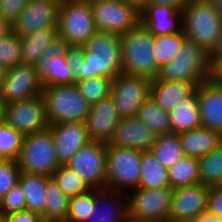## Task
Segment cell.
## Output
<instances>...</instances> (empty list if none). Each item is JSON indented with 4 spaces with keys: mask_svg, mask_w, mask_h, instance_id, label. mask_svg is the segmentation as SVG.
<instances>
[{
    "mask_svg": "<svg viewBox=\"0 0 222 222\" xmlns=\"http://www.w3.org/2000/svg\"><path fill=\"white\" fill-rule=\"evenodd\" d=\"M57 161L65 165L84 145L90 142L85 122H62L50 125Z\"/></svg>",
    "mask_w": 222,
    "mask_h": 222,
    "instance_id": "obj_19",
    "label": "cell"
},
{
    "mask_svg": "<svg viewBox=\"0 0 222 222\" xmlns=\"http://www.w3.org/2000/svg\"><path fill=\"white\" fill-rule=\"evenodd\" d=\"M2 120V105L0 104V121Z\"/></svg>",
    "mask_w": 222,
    "mask_h": 222,
    "instance_id": "obj_59",
    "label": "cell"
},
{
    "mask_svg": "<svg viewBox=\"0 0 222 222\" xmlns=\"http://www.w3.org/2000/svg\"><path fill=\"white\" fill-rule=\"evenodd\" d=\"M42 94L49 126L62 122H85L91 106L76 84L44 87Z\"/></svg>",
    "mask_w": 222,
    "mask_h": 222,
    "instance_id": "obj_5",
    "label": "cell"
},
{
    "mask_svg": "<svg viewBox=\"0 0 222 222\" xmlns=\"http://www.w3.org/2000/svg\"><path fill=\"white\" fill-rule=\"evenodd\" d=\"M196 85L192 82L164 81L155 78L151 82L150 97L166 112H170L176 104L188 97Z\"/></svg>",
    "mask_w": 222,
    "mask_h": 222,
    "instance_id": "obj_24",
    "label": "cell"
},
{
    "mask_svg": "<svg viewBox=\"0 0 222 222\" xmlns=\"http://www.w3.org/2000/svg\"><path fill=\"white\" fill-rule=\"evenodd\" d=\"M42 80L35 65L19 64L6 69L0 86V104L6 105L42 94Z\"/></svg>",
    "mask_w": 222,
    "mask_h": 222,
    "instance_id": "obj_13",
    "label": "cell"
},
{
    "mask_svg": "<svg viewBox=\"0 0 222 222\" xmlns=\"http://www.w3.org/2000/svg\"><path fill=\"white\" fill-rule=\"evenodd\" d=\"M6 222H44L40 213L25 209L5 216Z\"/></svg>",
    "mask_w": 222,
    "mask_h": 222,
    "instance_id": "obj_45",
    "label": "cell"
},
{
    "mask_svg": "<svg viewBox=\"0 0 222 222\" xmlns=\"http://www.w3.org/2000/svg\"><path fill=\"white\" fill-rule=\"evenodd\" d=\"M137 117L156 135L171 133L169 112L160 108L150 96L140 106Z\"/></svg>",
    "mask_w": 222,
    "mask_h": 222,
    "instance_id": "obj_33",
    "label": "cell"
},
{
    "mask_svg": "<svg viewBox=\"0 0 222 222\" xmlns=\"http://www.w3.org/2000/svg\"><path fill=\"white\" fill-rule=\"evenodd\" d=\"M121 118L109 96L90 107L85 125L90 141L109 143Z\"/></svg>",
    "mask_w": 222,
    "mask_h": 222,
    "instance_id": "obj_18",
    "label": "cell"
},
{
    "mask_svg": "<svg viewBox=\"0 0 222 222\" xmlns=\"http://www.w3.org/2000/svg\"><path fill=\"white\" fill-rule=\"evenodd\" d=\"M58 37L69 46L83 47L97 31L89 0H64L58 17Z\"/></svg>",
    "mask_w": 222,
    "mask_h": 222,
    "instance_id": "obj_8",
    "label": "cell"
},
{
    "mask_svg": "<svg viewBox=\"0 0 222 222\" xmlns=\"http://www.w3.org/2000/svg\"><path fill=\"white\" fill-rule=\"evenodd\" d=\"M189 0H148L147 4H157L163 6H169L182 12Z\"/></svg>",
    "mask_w": 222,
    "mask_h": 222,
    "instance_id": "obj_48",
    "label": "cell"
},
{
    "mask_svg": "<svg viewBox=\"0 0 222 222\" xmlns=\"http://www.w3.org/2000/svg\"><path fill=\"white\" fill-rule=\"evenodd\" d=\"M185 156L201 158L222 143V135L208 128L200 127L179 134Z\"/></svg>",
    "mask_w": 222,
    "mask_h": 222,
    "instance_id": "obj_26",
    "label": "cell"
},
{
    "mask_svg": "<svg viewBox=\"0 0 222 222\" xmlns=\"http://www.w3.org/2000/svg\"><path fill=\"white\" fill-rule=\"evenodd\" d=\"M220 13L222 16V0H208Z\"/></svg>",
    "mask_w": 222,
    "mask_h": 222,
    "instance_id": "obj_53",
    "label": "cell"
},
{
    "mask_svg": "<svg viewBox=\"0 0 222 222\" xmlns=\"http://www.w3.org/2000/svg\"><path fill=\"white\" fill-rule=\"evenodd\" d=\"M112 79L104 76H94L78 82L83 98L90 106L110 96Z\"/></svg>",
    "mask_w": 222,
    "mask_h": 222,
    "instance_id": "obj_38",
    "label": "cell"
},
{
    "mask_svg": "<svg viewBox=\"0 0 222 222\" xmlns=\"http://www.w3.org/2000/svg\"><path fill=\"white\" fill-rule=\"evenodd\" d=\"M58 38V27L48 26L21 37V64L35 65L42 54Z\"/></svg>",
    "mask_w": 222,
    "mask_h": 222,
    "instance_id": "obj_27",
    "label": "cell"
},
{
    "mask_svg": "<svg viewBox=\"0 0 222 222\" xmlns=\"http://www.w3.org/2000/svg\"><path fill=\"white\" fill-rule=\"evenodd\" d=\"M24 135L3 119L0 121V159L18 160L23 144Z\"/></svg>",
    "mask_w": 222,
    "mask_h": 222,
    "instance_id": "obj_36",
    "label": "cell"
},
{
    "mask_svg": "<svg viewBox=\"0 0 222 222\" xmlns=\"http://www.w3.org/2000/svg\"><path fill=\"white\" fill-rule=\"evenodd\" d=\"M207 211L222 218V185L210 187Z\"/></svg>",
    "mask_w": 222,
    "mask_h": 222,
    "instance_id": "obj_44",
    "label": "cell"
},
{
    "mask_svg": "<svg viewBox=\"0 0 222 222\" xmlns=\"http://www.w3.org/2000/svg\"><path fill=\"white\" fill-rule=\"evenodd\" d=\"M17 161L21 172L51 177L60 166L51 129L25 135Z\"/></svg>",
    "mask_w": 222,
    "mask_h": 222,
    "instance_id": "obj_7",
    "label": "cell"
},
{
    "mask_svg": "<svg viewBox=\"0 0 222 222\" xmlns=\"http://www.w3.org/2000/svg\"><path fill=\"white\" fill-rule=\"evenodd\" d=\"M210 55H211V60L216 55H222V28H221V33H220L219 39L217 41V44H216L214 50L210 53Z\"/></svg>",
    "mask_w": 222,
    "mask_h": 222,
    "instance_id": "obj_52",
    "label": "cell"
},
{
    "mask_svg": "<svg viewBox=\"0 0 222 222\" xmlns=\"http://www.w3.org/2000/svg\"><path fill=\"white\" fill-rule=\"evenodd\" d=\"M2 119L24 136L49 127L43 94L2 106Z\"/></svg>",
    "mask_w": 222,
    "mask_h": 222,
    "instance_id": "obj_11",
    "label": "cell"
},
{
    "mask_svg": "<svg viewBox=\"0 0 222 222\" xmlns=\"http://www.w3.org/2000/svg\"><path fill=\"white\" fill-rule=\"evenodd\" d=\"M154 36L139 23L121 35L122 70L130 76L157 78L160 67L154 56Z\"/></svg>",
    "mask_w": 222,
    "mask_h": 222,
    "instance_id": "obj_2",
    "label": "cell"
},
{
    "mask_svg": "<svg viewBox=\"0 0 222 222\" xmlns=\"http://www.w3.org/2000/svg\"><path fill=\"white\" fill-rule=\"evenodd\" d=\"M5 70L6 69L0 64V86H1L2 80L4 78Z\"/></svg>",
    "mask_w": 222,
    "mask_h": 222,
    "instance_id": "obj_56",
    "label": "cell"
},
{
    "mask_svg": "<svg viewBox=\"0 0 222 222\" xmlns=\"http://www.w3.org/2000/svg\"><path fill=\"white\" fill-rule=\"evenodd\" d=\"M128 5L134 7L137 11L141 12L145 5L147 4L148 0H122Z\"/></svg>",
    "mask_w": 222,
    "mask_h": 222,
    "instance_id": "obj_51",
    "label": "cell"
},
{
    "mask_svg": "<svg viewBox=\"0 0 222 222\" xmlns=\"http://www.w3.org/2000/svg\"><path fill=\"white\" fill-rule=\"evenodd\" d=\"M152 80L141 76L119 74L112 79L110 97L120 118L136 117L140 106L150 96Z\"/></svg>",
    "mask_w": 222,
    "mask_h": 222,
    "instance_id": "obj_12",
    "label": "cell"
},
{
    "mask_svg": "<svg viewBox=\"0 0 222 222\" xmlns=\"http://www.w3.org/2000/svg\"><path fill=\"white\" fill-rule=\"evenodd\" d=\"M171 133L180 134L202 127L196 89L169 112Z\"/></svg>",
    "mask_w": 222,
    "mask_h": 222,
    "instance_id": "obj_25",
    "label": "cell"
},
{
    "mask_svg": "<svg viewBox=\"0 0 222 222\" xmlns=\"http://www.w3.org/2000/svg\"><path fill=\"white\" fill-rule=\"evenodd\" d=\"M84 222H101V221L93 220V217H91Z\"/></svg>",
    "mask_w": 222,
    "mask_h": 222,
    "instance_id": "obj_58",
    "label": "cell"
},
{
    "mask_svg": "<svg viewBox=\"0 0 222 222\" xmlns=\"http://www.w3.org/2000/svg\"><path fill=\"white\" fill-rule=\"evenodd\" d=\"M172 190L171 187H138L128 192V217L156 222H168Z\"/></svg>",
    "mask_w": 222,
    "mask_h": 222,
    "instance_id": "obj_10",
    "label": "cell"
},
{
    "mask_svg": "<svg viewBox=\"0 0 222 222\" xmlns=\"http://www.w3.org/2000/svg\"><path fill=\"white\" fill-rule=\"evenodd\" d=\"M0 222H6L5 215L0 212Z\"/></svg>",
    "mask_w": 222,
    "mask_h": 222,
    "instance_id": "obj_57",
    "label": "cell"
},
{
    "mask_svg": "<svg viewBox=\"0 0 222 222\" xmlns=\"http://www.w3.org/2000/svg\"><path fill=\"white\" fill-rule=\"evenodd\" d=\"M210 80L222 86V55H216L212 59Z\"/></svg>",
    "mask_w": 222,
    "mask_h": 222,
    "instance_id": "obj_47",
    "label": "cell"
},
{
    "mask_svg": "<svg viewBox=\"0 0 222 222\" xmlns=\"http://www.w3.org/2000/svg\"><path fill=\"white\" fill-rule=\"evenodd\" d=\"M126 222H156V221H150V220L137 219V218H134V217H128Z\"/></svg>",
    "mask_w": 222,
    "mask_h": 222,
    "instance_id": "obj_54",
    "label": "cell"
},
{
    "mask_svg": "<svg viewBox=\"0 0 222 222\" xmlns=\"http://www.w3.org/2000/svg\"><path fill=\"white\" fill-rule=\"evenodd\" d=\"M124 194V192L96 188V201L93 213H91L93 220L126 222L128 219V200L127 195Z\"/></svg>",
    "mask_w": 222,
    "mask_h": 222,
    "instance_id": "obj_23",
    "label": "cell"
},
{
    "mask_svg": "<svg viewBox=\"0 0 222 222\" xmlns=\"http://www.w3.org/2000/svg\"><path fill=\"white\" fill-rule=\"evenodd\" d=\"M58 183L60 190L69 198L91 189L77 173L66 165H60L51 176Z\"/></svg>",
    "mask_w": 222,
    "mask_h": 222,
    "instance_id": "obj_39",
    "label": "cell"
},
{
    "mask_svg": "<svg viewBox=\"0 0 222 222\" xmlns=\"http://www.w3.org/2000/svg\"><path fill=\"white\" fill-rule=\"evenodd\" d=\"M186 39L184 31L155 36L153 48L157 65L161 68L169 60H172L180 52Z\"/></svg>",
    "mask_w": 222,
    "mask_h": 222,
    "instance_id": "obj_35",
    "label": "cell"
},
{
    "mask_svg": "<svg viewBox=\"0 0 222 222\" xmlns=\"http://www.w3.org/2000/svg\"><path fill=\"white\" fill-rule=\"evenodd\" d=\"M170 187L168 169L155 157L151 150L141 151V175L139 188Z\"/></svg>",
    "mask_w": 222,
    "mask_h": 222,
    "instance_id": "obj_29",
    "label": "cell"
},
{
    "mask_svg": "<svg viewBox=\"0 0 222 222\" xmlns=\"http://www.w3.org/2000/svg\"><path fill=\"white\" fill-rule=\"evenodd\" d=\"M97 31L123 35L140 23V12L122 0H89Z\"/></svg>",
    "mask_w": 222,
    "mask_h": 222,
    "instance_id": "obj_9",
    "label": "cell"
},
{
    "mask_svg": "<svg viewBox=\"0 0 222 222\" xmlns=\"http://www.w3.org/2000/svg\"><path fill=\"white\" fill-rule=\"evenodd\" d=\"M26 209V197L19 183L0 200V212L5 216Z\"/></svg>",
    "mask_w": 222,
    "mask_h": 222,
    "instance_id": "obj_42",
    "label": "cell"
},
{
    "mask_svg": "<svg viewBox=\"0 0 222 222\" xmlns=\"http://www.w3.org/2000/svg\"><path fill=\"white\" fill-rule=\"evenodd\" d=\"M20 174L18 161L0 159V200L18 183Z\"/></svg>",
    "mask_w": 222,
    "mask_h": 222,
    "instance_id": "obj_41",
    "label": "cell"
},
{
    "mask_svg": "<svg viewBox=\"0 0 222 222\" xmlns=\"http://www.w3.org/2000/svg\"><path fill=\"white\" fill-rule=\"evenodd\" d=\"M28 0H0V15L13 24L25 9Z\"/></svg>",
    "mask_w": 222,
    "mask_h": 222,
    "instance_id": "obj_43",
    "label": "cell"
},
{
    "mask_svg": "<svg viewBox=\"0 0 222 222\" xmlns=\"http://www.w3.org/2000/svg\"><path fill=\"white\" fill-rule=\"evenodd\" d=\"M156 138L157 135L136 116L121 118L109 144L145 151L150 150Z\"/></svg>",
    "mask_w": 222,
    "mask_h": 222,
    "instance_id": "obj_20",
    "label": "cell"
},
{
    "mask_svg": "<svg viewBox=\"0 0 222 222\" xmlns=\"http://www.w3.org/2000/svg\"><path fill=\"white\" fill-rule=\"evenodd\" d=\"M211 62L210 52L186 39L180 52L160 68L157 78L164 81L192 82L198 86L210 79Z\"/></svg>",
    "mask_w": 222,
    "mask_h": 222,
    "instance_id": "obj_3",
    "label": "cell"
},
{
    "mask_svg": "<svg viewBox=\"0 0 222 222\" xmlns=\"http://www.w3.org/2000/svg\"><path fill=\"white\" fill-rule=\"evenodd\" d=\"M199 182L208 187L222 185V143L199 158Z\"/></svg>",
    "mask_w": 222,
    "mask_h": 222,
    "instance_id": "obj_34",
    "label": "cell"
},
{
    "mask_svg": "<svg viewBox=\"0 0 222 222\" xmlns=\"http://www.w3.org/2000/svg\"><path fill=\"white\" fill-rule=\"evenodd\" d=\"M168 222H197V220L189 218V219H184V220H169Z\"/></svg>",
    "mask_w": 222,
    "mask_h": 222,
    "instance_id": "obj_55",
    "label": "cell"
},
{
    "mask_svg": "<svg viewBox=\"0 0 222 222\" xmlns=\"http://www.w3.org/2000/svg\"><path fill=\"white\" fill-rule=\"evenodd\" d=\"M12 31V24L0 15V38Z\"/></svg>",
    "mask_w": 222,
    "mask_h": 222,
    "instance_id": "obj_49",
    "label": "cell"
},
{
    "mask_svg": "<svg viewBox=\"0 0 222 222\" xmlns=\"http://www.w3.org/2000/svg\"><path fill=\"white\" fill-rule=\"evenodd\" d=\"M210 187L201 183L172 190L169 220L196 219L208 210Z\"/></svg>",
    "mask_w": 222,
    "mask_h": 222,
    "instance_id": "obj_17",
    "label": "cell"
},
{
    "mask_svg": "<svg viewBox=\"0 0 222 222\" xmlns=\"http://www.w3.org/2000/svg\"><path fill=\"white\" fill-rule=\"evenodd\" d=\"M68 47V43L58 37L35 64L43 87L75 84L66 62L65 53Z\"/></svg>",
    "mask_w": 222,
    "mask_h": 222,
    "instance_id": "obj_15",
    "label": "cell"
},
{
    "mask_svg": "<svg viewBox=\"0 0 222 222\" xmlns=\"http://www.w3.org/2000/svg\"><path fill=\"white\" fill-rule=\"evenodd\" d=\"M67 65L71 69L72 76L78 72L79 58H85L84 47L69 46L65 53Z\"/></svg>",
    "mask_w": 222,
    "mask_h": 222,
    "instance_id": "obj_46",
    "label": "cell"
},
{
    "mask_svg": "<svg viewBox=\"0 0 222 222\" xmlns=\"http://www.w3.org/2000/svg\"><path fill=\"white\" fill-rule=\"evenodd\" d=\"M140 23L155 36L183 31L182 12L157 4H146L140 12Z\"/></svg>",
    "mask_w": 222,
    "mask_h": 222,
    "instance_id": "obj_21",
    "label": "cell"
},
{
    "mask_svg": "<svg viewBox=\"0 0 222 222\" xmlns=\"http://www.w3.org/2000/svg\"><path fill=\"white\" fill-rule=\"evenodd\" d=\"M150 150L166 169L185 156L179 134L176 133L157 135Z\"/></svg>",
    "mask_w": 222,
    "mask_h": 222,
    "instance_id": "obj_31",
    "label": "cell"
},
{
    "mask_svg": "<svg viewBox=\"0 0 222 222\" xmlns=\"http://www.w3.org/2000/svg\"><path fill=\"white\" fill-rule=\"evenodd\" d=\"M62 0H28L25 9L12 24V30L20 37L41 28L57 26Z\"/></svg>",
    "mask_w": 222,
    "mask_h": 222,
    "instance_id": "obj_16",
    "label": "cell"
},
{
    "mask_svg": "<svg viewBox=\"0 0 222 222\" xmlns=\"http://www.w3.org/2000/svg\"><path fill=\"white\" fill-rule=\"evenodd\" d=\"M140 175L141 150L107 144L105 189L127 194L139 187Z\"/></svg>",
    "mask_w": 222,
    "mask_h": 222,
    "instance_id": "obj_6",
    "label": "cell"
},
{
    "mask_svg": "<svg viewBox=\"0 0 222 222\" xmlns=\"http://www.w3.org/2000/svg\"><path fill=\"white\" fill-rule=\"evenodd\" d=\"M168 177L172 189L200 183L199 159L183 156L168 169Z\"/></svg>",
    "mask_w": 222,
    "mask_h": 222,
    "instance_id": "obj_32",
    "label": "cell"
},
{
    "mask_svg": "<svg viewBox=\"0 0 222 222\" xmlns=\"http://www.w3.org/2000/svg\"><path fill=\"white\" fill-rule=\"evenodd\" d=\"M201 125L222 135V86L210 79L197 86Z\"/></svg>",
    "mask_w": 222,
    "mask_h": 222,
    "instance_id": "obj_22",
    "label": "cell"
},
{
    "mask_svg": "<svg viewBox=\"0 0 222 222\" xmlns=\"http://www.w3.org/2000/svg\"><path fill=\"white\" fill-rule=\"evenodd\" d=\"M107 143L90 141L65 165L75 171L90 188L105 189Z\"/></svg>",
    "mask_w": 222,
    "mask_h": 222,
    "instance_id": "obj_14",
    "label": "cell"
},
{
    "mask_svg": "<svg viewBox=\"0 0 222 222\" xmlns=\"http://www.w3.org/2000/svg\"><path fill=\"white\" fill-rule=\"evenodd\" d=\"M96 201V188L70 198L65 222H84L92 217Z\"/></svg>",
    "mask_w": 222,
    "mask_h": 222,
    "instance_id": "obj_37",
    "label": "cell"
},
{
    "mask_svg": "<svg viewBox=\"0 0 222 222\" xmlns=\"http://www.w3.org/2000/svg\"><path fill=\"white\" fill-rule=\"evenodd\" d=\"M197 222H222V218L214 216L208 211L196 218Z\"/></svg>",
    "mask_w": 222,
    "mask_h": 222,
    "instance_id": "obj_50",
    "label": "cell"
},
{
    "mask_svg": "<svg viewBox=\"0 0 222 222\" xmlns=\"http://www.w3.org/2000/svg\"><path fill=\"white\" fill-rule=\"evenodd\" d=\"M48 176L21 172L18 183L26 197V209L42 214L46 203Z\"/></svg>",
    "mask_w": 222,
    "mask_h": 222,
    "instance_id": "obj_30",
    "label": "cell"
},
{
    "mask_svg": "<svg viewBox=\"0 0 222 222\" xmlns=\"http://www.w3.org/2000/svg\"><path fill=\"white\" fill-rule=\"evenodd\" d=\"M183 31L187 39L212 52L219 39L222 16L208 0H189L182 10Z\"/></svg>",
    "mask_w": 222,
    "mask_h": 222,
    "instance_id": "obj_4",
    "label": "cell"
},
{
    "mask_svg": "<svg viewBox=\"0 0 222 222\" xmlns=\"http://www.w3.org/2000/svg\"><path fill=\"white\" fill-rule=\"evenodd\" d=\"M83 47L85 58H79L75 84L94 76L114 79L123 73L120 35L96 31Z\"/></svg>",
    "mask_w": 222,
    "mask_h": 222,
    "instance_id": "obj_1",
    "label": "cell"
},
{
    "mask_svg": "<svg viewBox=\"0 0 222 222\" xmlns=\"http://www.w3.org/2000/svg\"><path fill=\"white\" fill-rule=\"evenodd\" d=\"M21 37L13 30L0 38V64L9 69L20 64Z\"/></svg>",
    "mask_w": 222,
    "mask_h": 222,
    "instance_id": "obj_40",
    "label": "cell"
},
{
    "mask_svg": "<svg viewBox=\"0 0 222 222\" xmlns=\"http://www.w3.org/2000/svg\"><path fill=\"white\" fill-rule=\"evenodd\" d=\"M46 203L41 214L44 222H65L70 198L59 188L58 183L49 177L45 185Z\"/></svg>",
    "mask_w": 222,
    "mask_h": 222,
    "instance_id": "obj_28",
    "label": "cell"
}]
</instances>
